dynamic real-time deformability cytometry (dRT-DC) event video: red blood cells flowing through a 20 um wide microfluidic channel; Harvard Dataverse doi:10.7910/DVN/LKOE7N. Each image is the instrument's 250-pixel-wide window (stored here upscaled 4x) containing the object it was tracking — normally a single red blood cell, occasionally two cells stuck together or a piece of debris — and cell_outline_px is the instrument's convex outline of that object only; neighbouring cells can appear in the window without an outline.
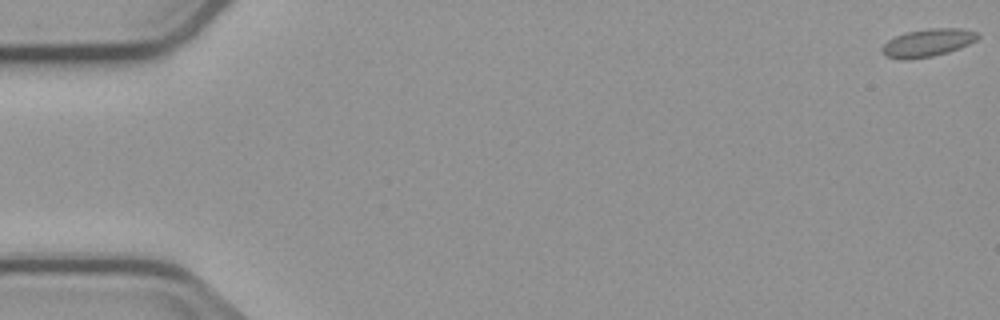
{"species": "common noctule bat (a hibernating species)", "species_latin": "Nyctalus noctula", "temperature_condition": "cold", "stored_images_in_passage": 8, "camera_frame_rate_fps": 3000, "um_per_image_px": 0.085, "animal": {"sex": "male", "body_mass_g": 23.1, "forearm_length_mm": 52.7}, "frame": {"image": 1, "passage_image": 1, "time_ms": 0.0, "image_size_px": [1000, 320], "cell_outline_px": [[980, 36], [976, 40], [968, 44], [948, 52], [932, 56], [908, 60], [904, 60], [884, 56], [880, 52], [880, 48], [888, 40], [896, 36], [908, 32], [928, 28], [960, 28], [976, 32]], "centroid_in_image_um": [78.81, 3.64], "position_along_channel_um": 6.2, "area_um2": 15.49}}
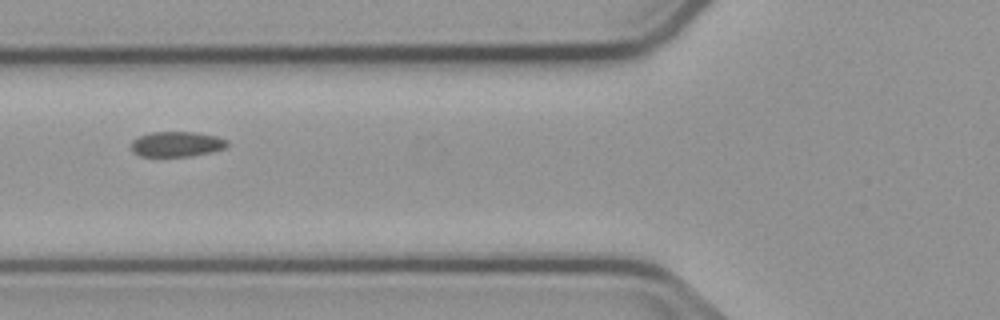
{"frame": {"image": 2, "passage_image": 7, "time_ms": 7.0, "image_size_px": [1000, 320], "cell_outline_px": [[228, 144], [224, 148], [212, 152], [192, 156], [140, 156], [132, 152], [132, 140], [148, 132], [196, 132], [216, 136], [228, 140]], "centroid_in_image_um": [15.02, 12.25], "position_along_channel_um": 110.8, "area_um2": 14.16}}
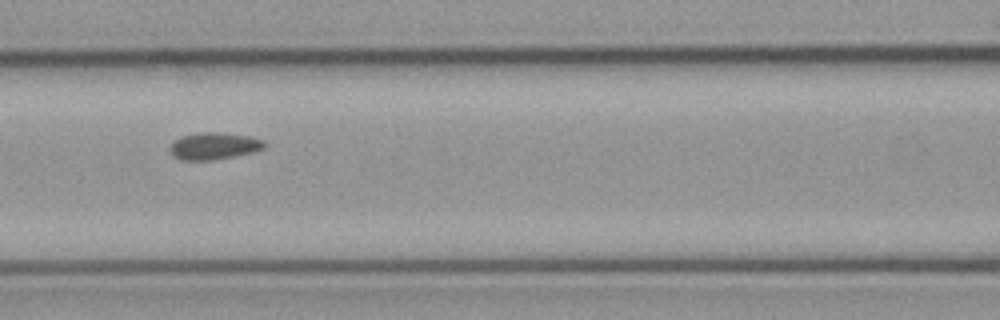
{"frame": {"image": 3, "passage_image": 8, "time_ms": 8.0, "image_size_px": [1000, 320], "cell_outline_px": [[268, 144], [264, 148], [252, 152], [212, 160], [184, 160], [172, 156], [168, 148], [180, 136], [200, 132], [216, 132], [248, 136], [264, 140]], "centroid_in_image_um": [18.18, 12.4], "position_along_channel_um": 148.4, "area_um2": 14.8}}